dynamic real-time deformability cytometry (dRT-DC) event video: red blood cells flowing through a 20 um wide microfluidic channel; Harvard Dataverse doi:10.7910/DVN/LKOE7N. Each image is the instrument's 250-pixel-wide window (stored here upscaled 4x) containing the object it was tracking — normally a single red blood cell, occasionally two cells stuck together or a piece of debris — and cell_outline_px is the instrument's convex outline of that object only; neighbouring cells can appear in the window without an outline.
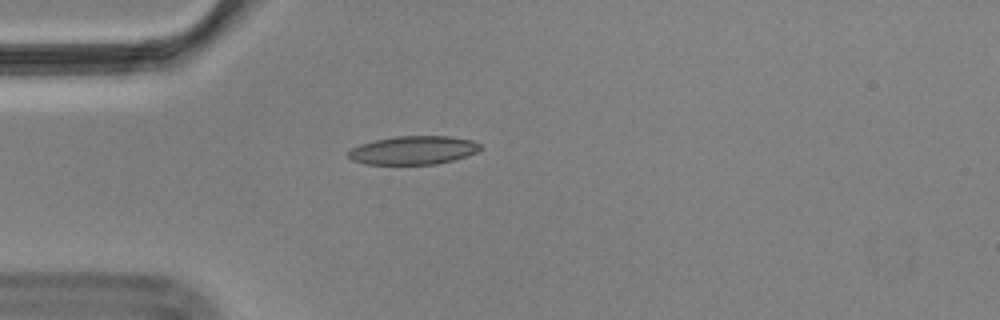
{"species": "Egyptian fruit bat (a non-hibernating species)", "species_latin": "Rousettus aegyptiacus", "temperature_condition": "cold", "stored_images_in_passage": 5, "camera_frame_rate_fps": 3000, "um_per_image_px": 0.085, "animal": {"sex": "male"}, "frame": {"image": 1, "passage_image": 1, "time_ms": 0.0, "image_size_px": [1000, 320], "cell_outline_px": [[480, 148], [476, 152], [452, 160], [436, 164], [364, 164], [352, 160], [348, 156], [348, 152], [352, 148], [360, 144], [376, 140], [396, 136], [448, 136], [472, 140], [480, 144]], "centroid_in_image_um": [35.1, 12.77], "position_along_channel_um": 49.9, "area_um2": 21.68}}